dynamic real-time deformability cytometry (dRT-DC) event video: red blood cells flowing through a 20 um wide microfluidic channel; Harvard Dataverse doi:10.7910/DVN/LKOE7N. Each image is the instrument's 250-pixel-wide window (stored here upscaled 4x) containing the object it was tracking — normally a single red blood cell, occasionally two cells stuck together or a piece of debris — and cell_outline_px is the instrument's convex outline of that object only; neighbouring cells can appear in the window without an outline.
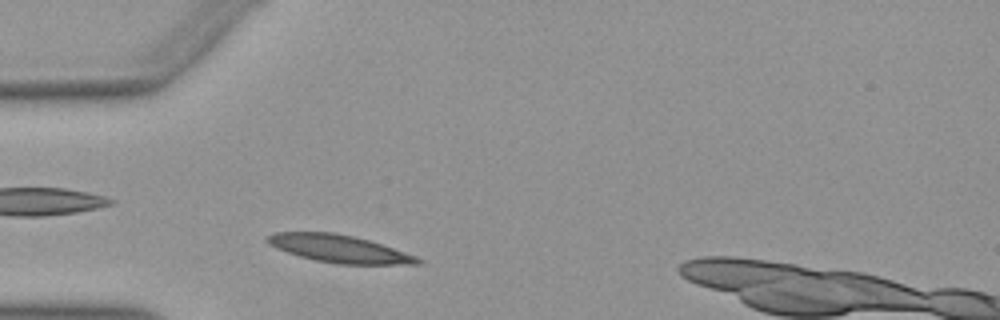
{"species": "Egyptian fruit bat (a non-hibernating species)", "species_latin": "Rousettus aegyptiacus", "temperature_condition": "warm", "stored_images_in_passage": 34, "camera_frame_rate_fps": 3000, "um_per_image_px": 0.085, "animal": {"sex": "female"}, "frame": {"image": 1, "passage_image": 5, "time_ms": 1.333, "image_size_px": [1000, 320], "cell_outline_px": [[424, 260], [420, 264], [336, 264], [316, 260], [300, 256], [276, 248], [268, 244], [264, 240], [272, 232], [332, 232], [356, 236], [416, 256]], "centroid_in_image_um": [28.8, 21.13], "position_along_channel_um": 56.2, "area_um2": 24.04}}
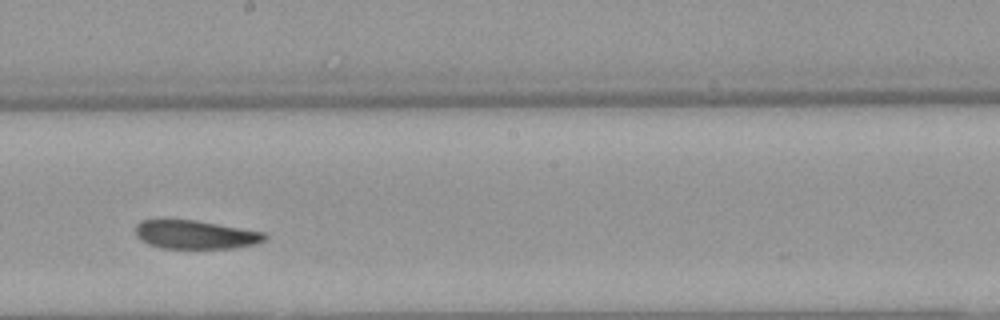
{"frame": {"image": 2, "passage_image": 19, "time_ms": 6.0, "image_size_px": [1000, 320], "cell_outline_px": [[268, 236], [264, 240], [256, 244], [232, 248], [160, 248], [148, 244], [140, 240], [136, 236], [136, 224], [140, 220], [196, 220], [264, 232]], "centroid_in_image_um": [16.6, 19.94], "position_along_channel_um": 231.6, "area_um2": 21.5}}
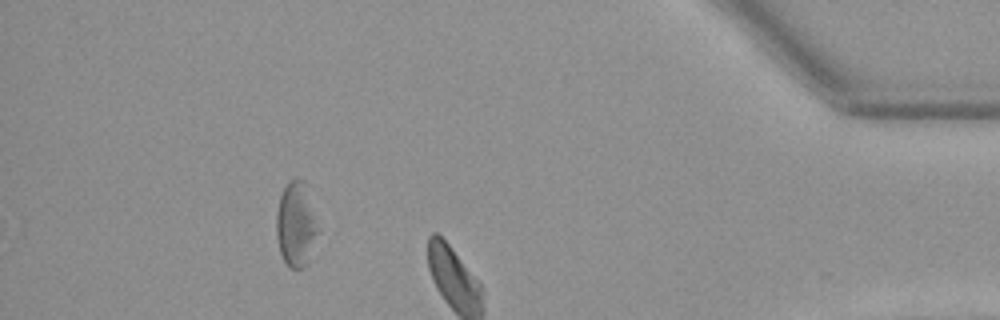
{"frame": {"image": 3, "passage_image": 34, "time_ms": 11.0, "image_size_px": [1000, 320], "cell_outline_px": [[320, 228], [312, 260], [304, 268], [288, 268], [280, 252], [276, 236], [276, 212], [280, 196], [288, 180], [304, 180]], "centroid_in_image_um": [25.2, 19.14], "position_along_channel_um": 410.0, "area_um2": 21.27}, "authors_computed_cell_mechanics": {"area_um2": 22.8888, "velocity_mm_per_s": 3.9209, "shape_relaxation_time_tau1_ms": 8.0286, "shape_relaxation_time_tau2_ms": 4.6379, "deformation_change_tau1": 0.1557, "deformation_change_tau2": 0.0956}}